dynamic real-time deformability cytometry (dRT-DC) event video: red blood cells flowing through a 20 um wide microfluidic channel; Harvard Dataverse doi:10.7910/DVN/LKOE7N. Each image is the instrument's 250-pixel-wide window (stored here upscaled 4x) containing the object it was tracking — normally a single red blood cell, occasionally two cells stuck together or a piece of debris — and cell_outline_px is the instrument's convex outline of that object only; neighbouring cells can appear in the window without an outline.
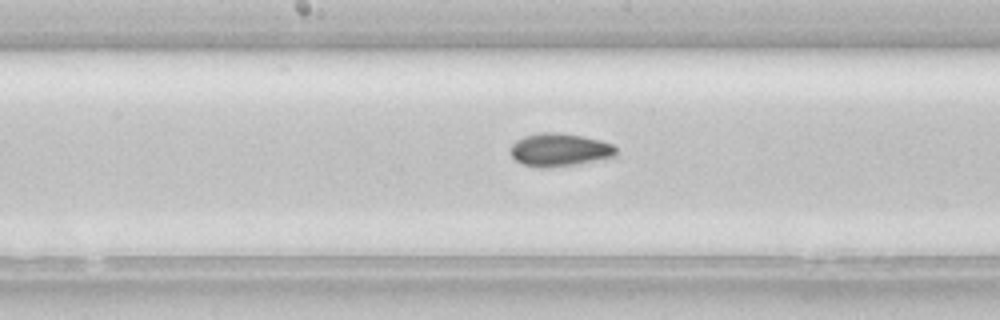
{"species": "common noctule bat (a hibernating species)", "species_latin": "Nyctalus noctula", "temperature_condition": "room temperature", "stored_images_in_passage": 36, "camera_frame_rate_fps": 3000, "um_per_image_px": 0.085, "animal": {"sex": "female", "body_mass_g": 22.7, "forearm_length_mm": 54.2}, "frame": {"image": 1, "passage_image": 21, "time_ms": 6.667, "image_size_px": [1000, 320], "cell_outline_px": [[616, 156], [576, 164], [548, 168], [532, 168], [516, 160], [512, 156], [512, 144], [516, 140], [524, 136], [540, 132], [560, 132], [600, 140], [612, 144], [616, 148]], "centroid_in_image_um": [47.55, 12.74], "position_along_channel_um": 200.7, "area_um2": 20.29}}